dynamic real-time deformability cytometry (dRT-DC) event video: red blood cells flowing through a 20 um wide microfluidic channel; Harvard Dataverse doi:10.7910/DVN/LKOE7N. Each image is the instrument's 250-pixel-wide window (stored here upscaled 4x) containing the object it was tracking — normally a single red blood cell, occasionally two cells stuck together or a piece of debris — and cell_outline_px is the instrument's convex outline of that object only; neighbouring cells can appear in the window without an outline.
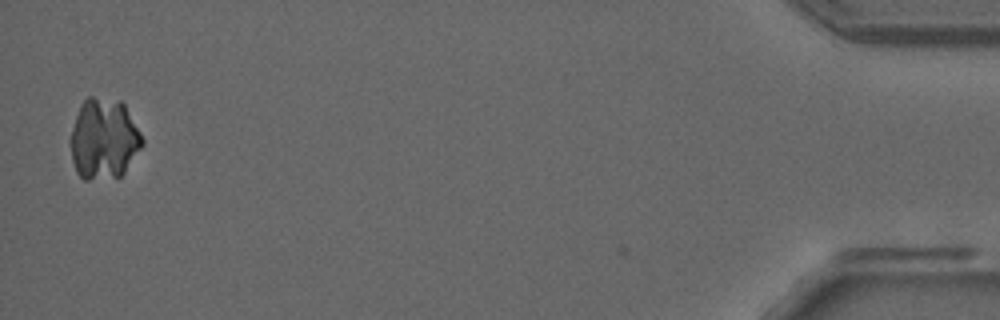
{"species": "common noctule bat (a hibernating species)", "species_latin": "Nyctalus noctula", "temperature_condition": "room temperature", "stored_images_in_passage": 52, "camera_frame_rate_fps": 3000, "um_per_image_px": 0.085, "animal": {"sex": "male", "forearm_length_mm": 52.5}, "frame": {"image": 1, "passage_image": 51, "time_ms": 16.667, "image_size_px": [1000, 320], "cell_outline_px": [[144, 144], [124, 172], [120, 176], [88, 180], [84, 180], [76, 172], [72, 160], [72, 128], [80, 104], [88, 96], [92, 96], [120, 100], [124, 104], [140, 132], [144, 140]], "centroid_in_image_um": [8.83, 11.8], "position_along_channel_um": 426.4, "area_um2": 33.58}}